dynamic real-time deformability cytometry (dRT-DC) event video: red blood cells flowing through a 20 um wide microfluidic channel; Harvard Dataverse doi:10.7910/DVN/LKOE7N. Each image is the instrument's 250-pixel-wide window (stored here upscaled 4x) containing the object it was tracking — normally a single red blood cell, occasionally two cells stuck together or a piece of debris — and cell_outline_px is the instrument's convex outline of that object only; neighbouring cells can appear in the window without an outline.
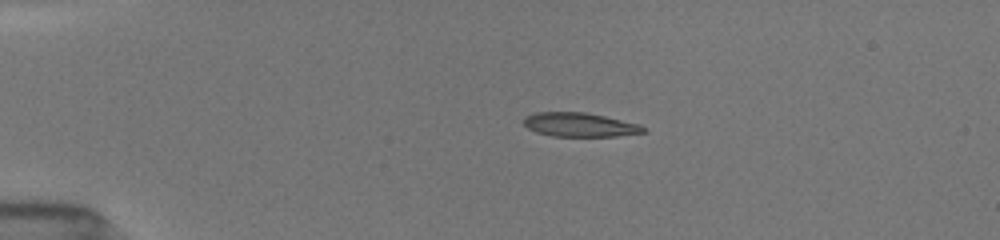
{"species": "common noctule bat (a hibernating species)", "species_latin": "Nyctalus noctula", "temperature_condition": "room temperature", "stored_images_in_passage": 41, "camera_frame_rate_fps": 3000, "um_per_image_px": 0.085, "animal": {"sex": "female", "body_mass_g": 19.5, "forearm_length_mm": 54.1}, "frame": {"image": 1, "passage_image": 1, "time_ms": 0.0, "image_size_px": [1000, 240], "cell_outline_px": [[644, 132], [616, 136], [552, 136], [536, 132], [528, 128], [524, 124], [524, 116], [536, 112], [584, 112], [604, 116], [640, 124], [644, 128]], "centroid_in_image_um": [49.24, 10.6], "position_along_channel_um": 35.8, "area_um2": 16.59}}
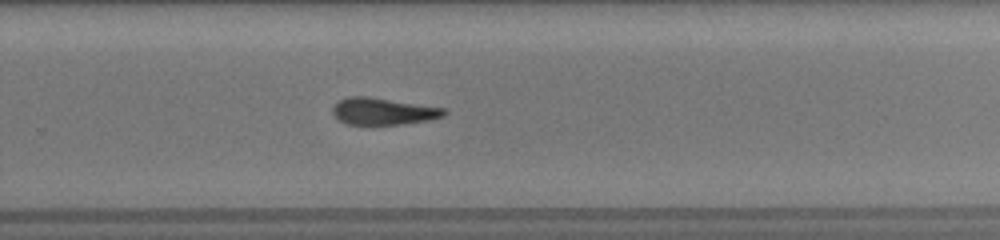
{"frame": {"image": 2, "passage_image": 22, "time_ms": 8.0, "image_size_px": [1000, 240], "cell_outline_px": [[448, 112], [444, 116], [428, 120], [404, 124], [348, 124], [340, 120], [332, 112], [332, 108], [340, 100], [348, 96], [368, 96], [444, 108]], "centroid_in_image_um": [32.59, 9.45], "position_along_channel_um": 297.2, "area_um2": 17.28}}
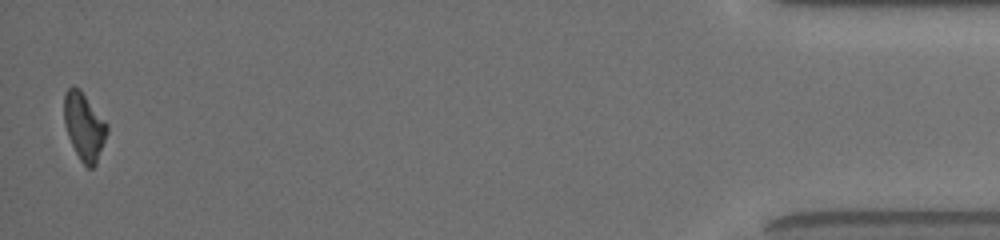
{"frame": {"image": 3, "passage_image": 41, "time_ms": 13.333, "image_size_px": [1000, 240], "cell_outline_px": [[108, 132], [96, 164], [92, 168], [88, 168], [80, 160], [68, 136], [64, 124], [64, 96], [68, 88], [72, 84], [80, 88], [108, 124]], "centroid_in_image_um": [7.15, 10.72], "position_along_channel_um": 428.0, "area_um2": 16.99}}